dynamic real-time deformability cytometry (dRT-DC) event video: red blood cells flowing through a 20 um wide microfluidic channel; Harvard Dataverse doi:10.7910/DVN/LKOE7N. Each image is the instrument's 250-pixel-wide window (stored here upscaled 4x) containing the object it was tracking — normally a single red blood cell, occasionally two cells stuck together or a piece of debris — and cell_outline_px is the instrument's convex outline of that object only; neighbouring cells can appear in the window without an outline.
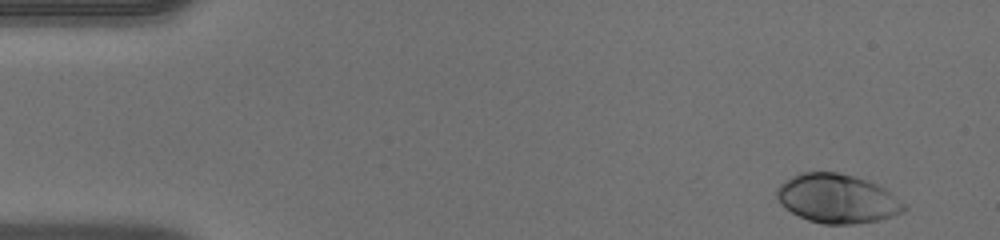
{"species": "human", "species_latin": "Homo sapiens", "temperature_condition": "warm", "stored_images_in_passage": 45, "camera_frame_rate_fps": 3000, "um_per_image_px": 0.085, "donor": {"sex": "male"}, "frame": {"image": 1, "passage_image": 1, "time_ms": 0.0, "image_size_px": [1000, 240], "cell_outline_px": [[908, 208], [904, 212], [880, 220], [852, 224], [824, 224], [808, 220], [784, 208], [780, 204], [776, 196], [776, 188], [784, 180], [800, 172], [836, 172], [852, 176], [876, 184], [884, 188], [904, 204]], "centroid_in_image_um": [71.13, 16.89], "position_along_channel_um": 13.9, "area_um2": 36.18}}
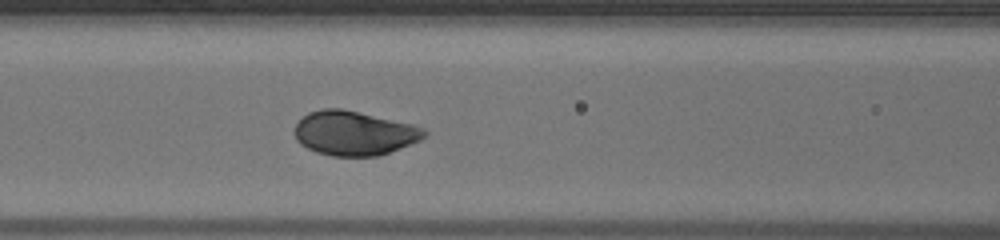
{"frame": {"image": 2, "passage_image": 18, "time_ms": 5.667, "image_size_px": [1000, 240], "cell_outline_px": [[428, 136], [420, 140], [388, 152], [376, 156], [332, 156], [316, 152], [300, 144], [296, 140], [292, 132], [296, 124], [308, 112], [320, 108], [340, 108], [412, 124], [424, 128], [428, 132]], "centroid_in_image_um": [30.07, 11.31], "position_along_channel_um": 136.5, "area_um2": 33.52}}
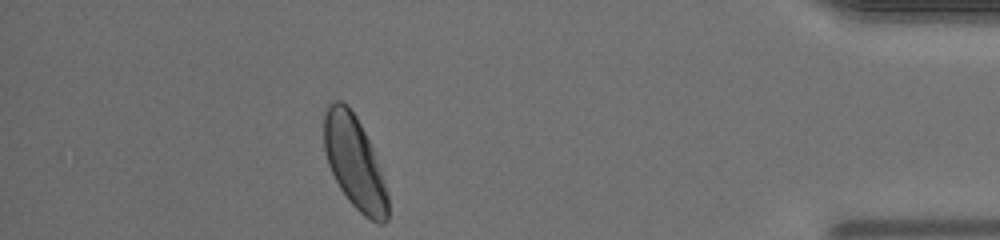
{"frame": {"image": 3, "passage_image": 40, "time_ms": 13.0, "image_size_px": [1000, 240], "cell_outline_px": [[388, 220], [384, 224], [380, 224], [364, 216], [348, 200], [340, 188], [328, 164], [324, 152], [324, 112], [328, 104], [336, 100], [340, 100], [348, 104], [356, 116], [372, 148], [384, 180], [388, 192]], "centroid_in_image_um": [30.13, 13.8], "position_along_channel_um": 405.1, "area_um2": 34.39}}